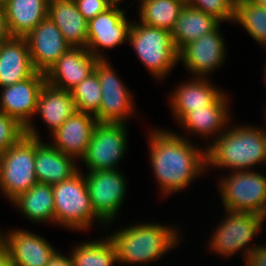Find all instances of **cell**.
<instances>
[{
  "label": "cell",
  "mask_w": 266,
  "mask_h": 266,
  "mask_svg": "<svg viewBox=\"0 0 266 266\" xmlns=\"http://www.w3.org/2000/svg\"><path fill=\"white\" fill-rule=\"evenodd\" d=\"M128 41L154 78L164 79L179 62L178 51L168 30L133 22Z\"/></svg>",
  "instance_id": "4"
},
{
  "label": "cell",
  "mask_w": 266,
  "mask_h": 266,
  "mask_svg": "<svg viewBox=\"0 0 266 266\" xmlns=\"http://www.w3.org/2000/svg\"><path fill=\"white\" fill-rule=\"evenodd\" d=\"M225 210L227 217L216 227L209 247L224 257H230L243 249L246 260L251 251L258 247L257 245L251 247L250 242L261 232L265 217L253 212ZM248 244L249 247H245Z\"/></svg>",
  "instance_id": "8"
},
{
  "label": "cell",
  "mask_w": 266,
  "mask_h": 266,
  "mask_svg": "<svg viewBox=\"0 0 266 266\" xmlns=\"http://www.w3.org/2000/svg\"><path fill=\"white\" fill-rule=\"evenodd\" d=\"M113 5H119L122 0H109Z\"/></svg>",
  "instance_id": "41"
},
{
  "label": "cell",
  "mask_w": 266,
  "mask_h": 266,
  "mask_svg": "<svg viewBox=\"0 0 266 266\" xmlns=\"http://www.w3.org/2000/svg\"><path fill=\"white\" fill-rule=\"evenodd\" d=\"M12 35L10 34L5 9L3 3L0 2V44L10 39Z\"/></svg>",
  "instance_id": "36"
},
{
  "label": "cell",
  "mask_w": 266,
  "mask_h": 266,
  "mask_svg": "<svg viewBox=\"0 0 266 266\" xmlns=\"http://www.w3.org/2000/svg\"><path fill=\"white\" fill-rule=\"evenodd\" d=\"M75 158L36 138L35 175L39 183L56 184L71 178L79 169Z\"/></svg>",
  "instance_id": "21"
},
{
  "label": "cell",
  "mask_w": 266,
  "mask_h": 266,
  "mask_svg": "<svg viewBox=\"0 0 266 266\" xmlns=\"http://www.w3.org/2000/svg\"><path fill=\"white\" fill-rule=\"evenodd\" d=\"M94 70L102 91L100 107L94 115L98 123L127 124V118L135 112L130 90L121 82L108 60H99Z\"/></svg>",
  "instance_id": "9"
},
{
  "label": "cell",
  "mask_w": 266,
  "mask_h": 266,
  "mask_svg": "<svg viewBox=\"0 0 266 266\" xmlns=\"http://www.w3.org/2000/svg\"><path fill=\"white\" fill-rule=\"evenodd\" d=\"M35 72L25 37H11L0 44V88L26 80Z\"/></svg>",
  "instance_id": "20"
},
{
  "label": "cell",
  "mask_w": 266,
  "mask_h": 266,
  "mask_svg": "<svg viewBox=\"0 0 266 266\" xmlns=\"http://www.w3.org/2000/svg\"><path fill=\"white\" fill-rule=\"evenodd\" d=\"M98 62L86 47H70L45 73L46 82L71 91L94 71Z\"/></svg>",
  "instance_id": "17"
},
{
  "label": "cell",
  "mask_w": 266,
  "mask_h": 266,
  "mask_svg": "<svg viewBox=\"0 0 266 266\" xmlns=\"http://www.w3.org/2000/svg\"><path fill=\"white\" fill-rule=\"evenodd\" d=\"M70 255L73 266H113L118 261L116 247L109 236L105 240L83 242Z\"/></svg>",
  "instance_id": "29"
},
{
  "label": "cell",
  "mask_w": 266,
  "mask_h": 266,
  "mask_svg": "<svg viewBox=\"0 0 266 266\" xmlns=\"http://www.w3.org/2000/svg\"><path fill=\"white\" fill-rule=\"evenodd\" d=\"M233 21L240 23L250 36L262 46H266V10L253 1L235 6Z\"/></svg>",
  "instance_id": "30"
},
{
  "label": "cell",
  "mask_w": 266,
  "mask_h": 266,
  "mask_svg": "<svg viewBox=\"0 0 266 266\" xmlns=\"http://www.w3.org/2000/svg\"><path fill=\"white\" fill-rule=\"evenodd\" d=\"M185 0H149L140 3V22L171 32L185 7Z\"/></svg>",
  "instance_id": "28"
},
{
  "label": "cell",
  "mask_w": 266,
  "mask_h": 266,
  "mask_svg": "<svg viewBox=\"0 0 266 266\" xmlns=\"http://www.w3.org/2000/svg\"><path fill=\"white\" fill-rule=\"evenodd\" d=\"M254 0H230V2L234 5V7L240 3H244V2H251Z\"/></svg>",
  "instance_id": "40"
},
{
  "label": "cell",
  "mask_w": 266,
  "mask_h": 266,
  "mask_svg": "<svg viewBox=\"0 0 266 266\" xmlns=\"http://www.w3.org/2000/svg\"><path fill=\"white\" fill-rule=\"evenodd\" d=\"M72 97L79 112L95 115L100 107L102 91L97 72L94 70L72 90Z\"/></svg>",
  "instance_id": "31"
},
{
  "label": "cell",
  "mask_w": 266,
  "mask_h": 266,
  "mask_svg": "<svg viewBox=\"0 0 266 266\" xmlns=\"http://www.w3.org/2000/svg\"><path fill=\"white\" fill-rule=\"evenodd\" d=\"M55 224L87 230L94 222L105 224L94 212L85 177L78 171L71 178L53 184Z\"/></svg>",
  "instance_id": "5"
},
{
  "label": "cell",
  "mask_w": 266,
  "mask_h": 266,
  "mask_svg": "<svg viewBox=\"0 0 266 266\" xmlns=\"http://www.w3.org/2000/svg\"><path fill=\"white\" fill-rule=\"evenodd\" d=\"M175 228L157 223L128 226L109 236L116 250L118 263L142 264L154 262L179 242Z\"/></svg>",
  "instance_id": "3"
},
{
  "label": "cell",
  "mask_w": 266,
  "mask_h": 266,
  "mask_svg": "<svg viewBox=\"0 0 266 266\" xmlns=\"http://www.w3.org/2000/svg\"><path fill=\"white\" fill-rule=\"evenodd\" d=\"M194 78L182 83L174 90V93H171V109L173 116L179 122L192 110L205 109L213 105L224 94L219 88L209 83L208 79Z\"/></svg>",
  "instance_id": "19"
},
{
  "label": "cell",
  "mask_w": 266,
  "mask_h": 266,
  "mask_svg": "<svg viewBox=\"0 0 266 266\" xmlns=\"http://www.w3.org/2000/svg\"><path fill=\"white\" fill-rule=\"evenodd\" d=\"M0 266H13L7 247L0 240Z\"/></svg>",
  "instance_id": "38"
},
{
  "label": "cell",
  "mask_w": 266,
  "mask_h": 266,
  "mask_svg": "<svg viewBox=\"0 0 266 266\" xmlns=\"http://www.w3.org/2000/svg\"><path fill=\"white\" fill-rule=\"evenodd\" d=\"M226 97L227 95L224 93L213 105L207 106L205 109L192 110L178 123L182 124L187 131L197 135L205 137L212 135L218 138L219 134L225 131L224 128L230 119V115H228L229 101Z\"/></svg>",
  "instance_id": "25"
},
{
  "label": "cell",
  "mask_w": 266,
  "mask_h": 266,
  "mask_svg": "<svg viewBox=\"0 0 266 266\" xmlns=\"http://www.w3.org/2000/svg\"><path fill=\"white\" fill-rule=\"evenodd\" d=\"M25 39L35 71L44 74L71 47L49 16L43 19Z\"/></svg>",
  "instance_id": "15"
},
{
  "label": "cell",
  "mask_w": 266,
  "mask_h": 266,
  "mask_svg": "<svg viewBox=\"0 0 266 266\" xmlns=\"http://www.w3.org/2000/svg\"><path fill=\"white\" fill-rule=\"evenodd\" d=\"M119 5H112L105 12L88 21L86 49L98 60H107L101 49H113L128 40L131 21ZM99 50V51H98Z\"/></svg>",
  "instance_id": "13"
},
{
  "label": "cell",
  "mask_w": 266,
  "mask_h": 266,
  "mask_svg": "<svg viewBox=\"0 0 266 266\" xmlns=\"http://www.w3.org/2000/svg\"><path fill=\"white\" fill-rule=\"evenodd\" d=\"M36 138L24 135L0 154V191L12 202L34 186Z\"/></svg>",
  "instance_id": "6"
},
{
  "label": "cell",
  "mask_w": 266,
  "mask_h": 266,
  "mask_svg": "<svg viewBox=\"0 0 266 266\" xmlns=\"http://www.w3.org/2000/svg\"><path fill=\"white\" fill-rule=\"evenodd\" d=\"M46 266H73V261L71 256H64L57 251Z\"/></svg>",
  "instance_id": "37"
},
{
  "label": "cell",
  "mask_w": 266,
  "mask_h": 266,
  "mask_svg": "<svg viewBox=\"0 0 266 266\" xmlns=\"http://www.w3.org/2000/svg\"><path fill=\"white\" fill-rule=\"evenodd\" d=\"M98 120L92 114L76 111L53 133L51 142L60 152L80 159L84 156Z\"/></svg>",
  "instance_id": "18"
},
{
  "label": "cell",
  "mask_w": 266,
  "mask_h": 266,
  "mask_svg": "<svg viewBox=\"0 0 266 266\" xmlns=\"http://www.w3.org/2000/svg\"><path fill=\"white\" fill-rule=\"evenodd\" d=\"M24 217L32 222H52L55 224L53 185L37 182L29 190L12 201Z\"/></svg>",
  "instance_id": "27"
},
{
  "label": "cell",
  "mask_w": 266,
  "mask_h": 266,
  "mask_svg": "<svg viewBox=\"0 0 266 266\" xmlns=\"http://www.w3.org/2000/svg\"><path fill=\"white\" fill-rule=\"evenodd\" d=\"M126 124L98 123L82 162L88 171L117 169L127 148Z\"/></svg>",
  "instance_id": "10"
},
{
  "label": "cell",
  "mask_w": 266,
  "mask_h": 266,
  "mask_svg": "<svg viewBox=\"0 0 266 266\" xmlns=\"http://www.w3.org/2000/svg\"><path fill=\"white\" fill-rule=\"evenodd\" d=\"M220 23L214 16L185 5L170 32L176 50L179 52L187 44L210 33Z\"/></svg>",
  "instance_id": "26"
},
{
  "label": "cell",
  "mask_w": 266,
  "mask_h": 266,
  "mask_svg": "<svg viewBox=\"0 0 266 266\" xmlns=\"http://www.w3.org/2000/svg\"><path fill=\"white\" fill-rule=\"evenodd\" d=\"M245 266H266V246L258 245L251 253L246 257Z\"/></svg>",
  "instance_id": "35"
},
{
  "label": "cell",
  "mask_w": 266,
  "mask_h": 266,
  "mask_svg": "<svg viewBox=\"0 0 266 266\" xmlns=\"http://www.w3.org/2000/svg\"><path fill=\"white\" fill-rule=\"evenodd\" d=\"M0 234L13 266H46L57 252L43 237L17 229Z\"/></svg>",
  "instance_id": "16"
},
{
  "label": "cell",
  "mask_w": 266,
  "mask_h": 266,
  "mask_svg": "<svg viewBox=\"0 0 266 266\" xmlns=\"http://www.w3.org/2000/svg\"><path fill=\"white\" fill-rule=\"evenodd\" d=\"M148 137L153 173L164 195L186 188L207 170L206 150L185 137L163 129H154Z\"/></svg>",
  "instance_id": "1"
},
{
  "label": "cell",
  "mask_w": 266,
  "mask_h": 266,
  "mask_svg": "<svg viewBox=\"0 0 266 266\" xmlns=\"http://www.w3.org/2000/svg\"><path fill=\"white\" fill-rule=\"evenodd\" d=\"M186 5L214 16L220 22L233 21L234 5L230 0H185Z\"/></svg>",
  "instance_id": "32"
},
{
  "label": "cell",
  "mask_w": 266,
  "mask_h": 266,
  "mask_svg": "<svg viewBox=\"0 0 266 266\" xmlns=\"http://www.w3.org/2000/svg\"><path fill=\"white\" fill-rule=\"evenodd\" d=\"M49 0H5L3 6L12 37H26L48 16Z\"/></svg>",
  "instance_id": "24"
},
{
  "label": "cell",
  "mask_w": 266,
  "mask_h": 266,
  "mask_svg": "<svg viewBox=\"0 0 266 266\" xmlns=\"http://www.w3.org/2000/svg\"><path fill=\"white\" fill-rule=\"evenodd\" d=\"M85 176L89 197L96 215L105 223L115 219L126 194L127 182L118 169L88 171Z\"/></svg>",
  "instance_id": "12"
},
{
  "label": "cell",
  "mask_w": 266,
  "mask_h": 266,
  "mask_svg": "<svg viewBox=\"0 0 266 266\" xmlns=\"http://www.w3.org/2000/svg\"><path fill=\"white\" fill-rule=\"evenodd\" d=\"M25 134V127L15 118L0 112V154L17 143Z\"/></svg>",
  "instance_id": "33"
},
{
  "label": "cell",
  "mask_w": 266,
  "mask_h": 266,
  "mask_svg": "<svg viewBox=\"0 0 266 266\" xmlns=\"http://www.w3.org/2000/svg\"><path fill=\"white\" fill-rule=\"evenodd\" d=\"M219 184L225 209L253 212L266 218V175L252 169L233 171Z\"/></svg>",
  "instance_id": "7"
},
{
  "label": "cell",
  "mask_w": 266,
  "mask_h": 266,
  "mask_svg": "<svg viewBox=\"0 0 266 266\" xmlns=\"http://www.w3.org/2000/svg\"><path fill=\"white\" fill-rule=\"evenodd\" d=\"M77 111L71 91L56 88L47 82L38 95L36 114L47 123L53 134L71 115Z\"/></svg>",
  "instance_id": "23"
},
{
  "label": "cell",
  "mask_w": 266,
  "mask_h": 266,
  "mask_svg": "<svg viewBox=\"0 0 266 266\" xmlns=\"http://www.w3.org/2000/svg\"><path fill=\"white\" fill-rule=\"evenodd\" d=\"M208 144L206 169L217 167L232 171L251 170L258 163L266 162V133L255 126L227 128Z\"/></svg>",
  "instance_id": "2"
},
{
  "label": "cell",
  "mask_w": 266,
  "mask_h": 266,
  "mask_svg": "<svg viewBox=\"0 0 266 266\" xmlns=\"http://www.w3.org/2000/svg\"><path fill=\"white\" fill-rule=\"evenodd\" d=\"M48 16L71 47H86L88 21L80 13L75 0H49Z\"/></svg>",
  "instance_id": "22"
},
{
  "label": "cell",
  "mask_w": 266,
  "mask_h": 266,
  "mask_svg": "<svg viewBox=\"0 0 266 266\" xmlns=\"http://www.w3.org/2000/svg\"><path fill=\"white\" fill-rule=\"evenodd\" d=\"M220 26L187 44L178 52L179 62L181 60L186 70L188 69L195 77L206 78L207 74L224 63L226 42L219 32Z\"/></svg>",
  "instance_id": "14"
},
{
  "label": "cell",
  "mask_w": 266,
  "mask_h": 266,
  "mask_svg": "<svg viewBox=\"0 0 266 266\" xmlns=\"http://www.w3.org/2000/svg\"><path fill=\"white\" fill-rule=\"evenodd\" d=\"M254 3H256L259 7L266 10V0H254Z\"/></svg>",
  "instance_id": "39"
},
{
  "label": "cell",
  "mask_w": 266,
  "mask_h": 266,
  "mask_svg": "<svg viewBox=\"0 0 266 266\" xmlns=\"http://www.w3.org/2000/svg\"><path fill=\"white\" fill-rule=\"evenodd\" d=\"M45 82V74L35 72L26 80L1 88L0 112L15 118L25 127L26 135L37 139L40 137L31 118L36 113L38 95Z\"/></svg>",
  "instance_id": "11"
},
{
  "label": "cell",
  "mask_w": 266,
  "mask_h": 266,
  "mask_svg": "<svg viewBox=\"0 0 266 266\" xmlns=\"http://www.w3.org/2000/svg\"><path fill=\"white\" fill-rule=\"evenodd\" d=\"M75 3L87 21L105 12L113 5L109 0H75Z\"/></svg>",
  "instance_id": "34"
}]
</instances>
